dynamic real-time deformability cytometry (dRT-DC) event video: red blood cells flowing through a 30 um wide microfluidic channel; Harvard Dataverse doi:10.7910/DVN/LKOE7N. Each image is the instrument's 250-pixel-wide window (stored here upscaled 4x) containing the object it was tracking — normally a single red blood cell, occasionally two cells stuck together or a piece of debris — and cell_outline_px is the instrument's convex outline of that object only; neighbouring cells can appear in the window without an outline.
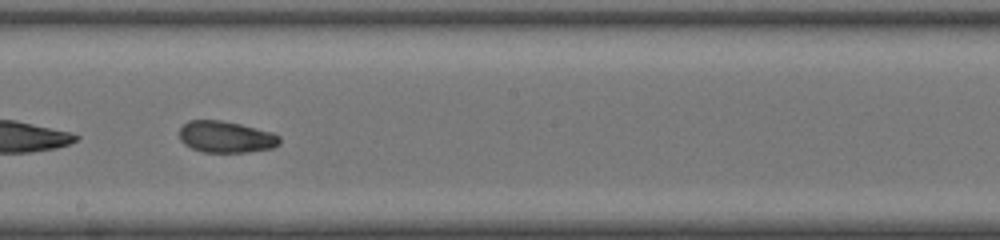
{"species": "common noctule bat (a hibernating species)", "species_latin": "Nyctalus noctula", "temperature_condition": "room temperature", "stored_images_in_passage": 50, "segment_of_instrument_passage": [2, 2], "camera_frame_rate_fps": 3000, "um_per_image_px": 0.085, "animal": {"sex": "female", "body_mass_g": 20.0, "forearm_length_mm": 54.0}, "frame": {"image": 1, "passage_image": 30, "time_ms": 9.667, "image_size_px": [1000, 240], "cell_outline_px": [[280, 144], [272, 148], [248, 152], [204, 152], [192, 148], [184, 144], [180, 140], [180, 128], [188, 120], [220, 120], [240, 124], [272, 132], [280, 136]], "centroid_in_image_um": [19.21, 11.64], "position_along_channel_um": 229.0, "area_um2": 18.44}}
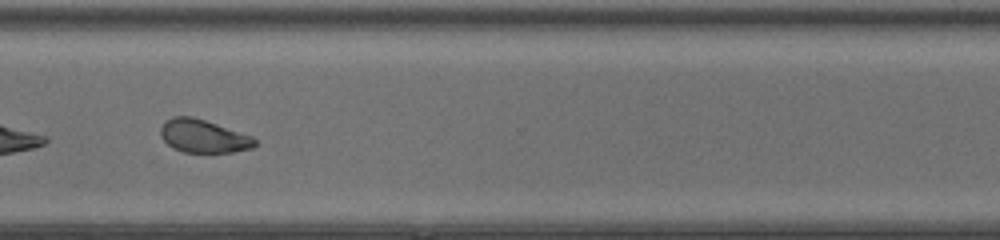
{"frame": {"image": 2, "passage_image": 39, "time_ms": 12.667, "image_size_px": [1000, 240], "cell_outline_px": [[256, 144], [252, 148], [232, 152], [184, 152], [168, 144], [160, 136], [160, 128], [172, 116], [192, 116], [252, 136], [256, 140]], "centroid_in_image_um": [17.29, 11.57], "position_along_channel_um": 353.3, "area_um2": 17.86}}